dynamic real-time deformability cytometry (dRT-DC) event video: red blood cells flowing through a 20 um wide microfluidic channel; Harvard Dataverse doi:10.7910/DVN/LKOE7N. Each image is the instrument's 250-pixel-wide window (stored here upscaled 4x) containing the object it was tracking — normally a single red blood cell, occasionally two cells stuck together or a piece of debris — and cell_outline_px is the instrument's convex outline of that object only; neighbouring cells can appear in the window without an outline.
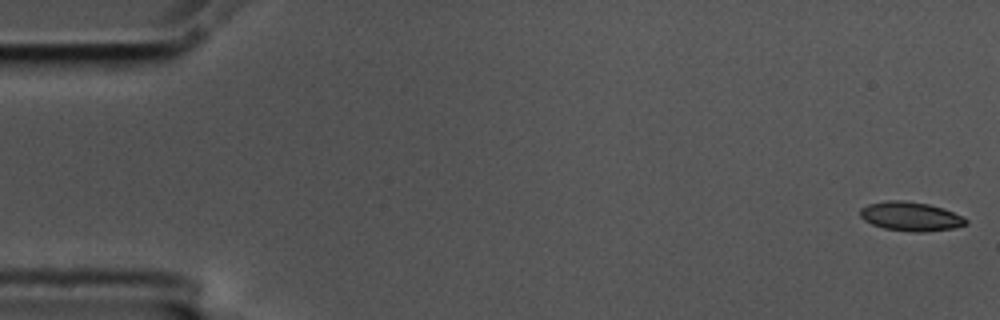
{"species": "common noctule bat (a hibernating species)", "species_latin": "Nyctalus noctula", "temperature_condition": "cold", "stored_images_in_passage": 57, "camera_frame_rate_fps": 3000, "um_per_image_px": 0.085, "animal": {"sex": "male", "body_mass_g": 17.5, "forearm_length_mm": 52.3}, "frame": {"image": 1, "passage_image": 1, "time_ms": 0.0, "image_size_px": [1000, 320], "cell_outline_px": [[968, 224], [952, 228], [924, 232], [912, 232], [884, 228], [872, 224], [864, 220], [860, 216], [860, 208], [868, 204], [884, 200], [904, 200], [928, 204], [944, 208], [968, 220]], "centroid_in_image_um": [77.38, 18.38], "position_along_channel_um": 7.6, "area_um2": 17.92}}
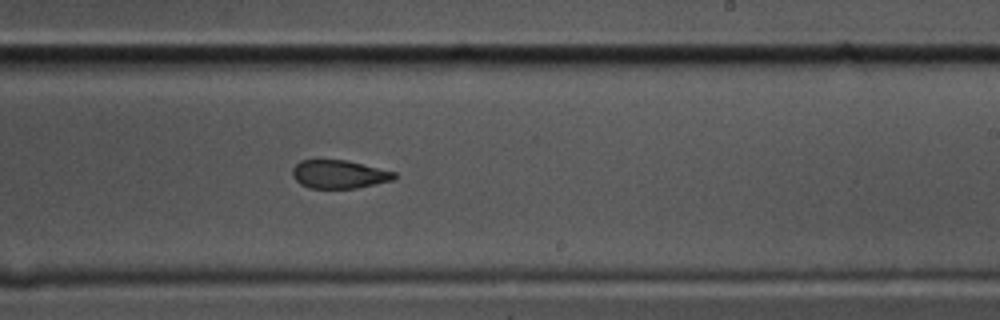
{"frame": {"image": 2, "passage_image": 34, "time_ms": 11.0, "image_size_px": [1000, 320], "cell_outline_px": [[396, 176], [392, 180], [356, 188], [308, 188], [300, 184], [292, 176], [292, 168], [300, 160], [344, 160], [396, 172]], "centroid_in_image_um": [28.77, 14.81], "position_along_channel_um": 260.2, "area_um2": 16.65}}
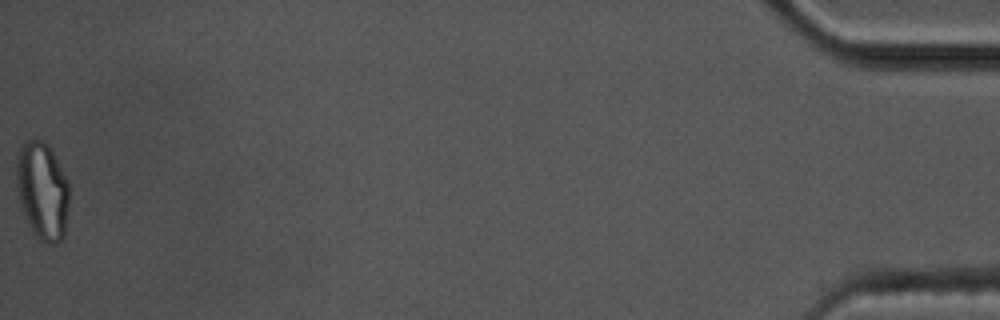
{"frame": {"image": 3, "passage_image": 57, "time_ms": 18.667, "image_size_px": [1000, 320], "cell_outline_px": [[68, 208], [64, 236], [56, 244], [52, 244], [40, 240], [32, 232], [28, 224], [20, 204], [16, 188], [16, 164], [20, 148], [24, 140], [44, 140], [48, 144], [68, 184]], "centroid_in_image_um": [3.58, 16.23], "position_along_channel_um": 431.6, "area_um2": 29.88}, "authors_computed_cell_mechanics": {"area_um2": 18.4382, "velocity_mm_per_s": 3.5446, "shape_relaxation_time_tau1_ms": null, "shape_relaxation_time_tau2_ms": 2.8804, "deformation_change_tau1": null, "deformation_change_tau2": 0.0948}}